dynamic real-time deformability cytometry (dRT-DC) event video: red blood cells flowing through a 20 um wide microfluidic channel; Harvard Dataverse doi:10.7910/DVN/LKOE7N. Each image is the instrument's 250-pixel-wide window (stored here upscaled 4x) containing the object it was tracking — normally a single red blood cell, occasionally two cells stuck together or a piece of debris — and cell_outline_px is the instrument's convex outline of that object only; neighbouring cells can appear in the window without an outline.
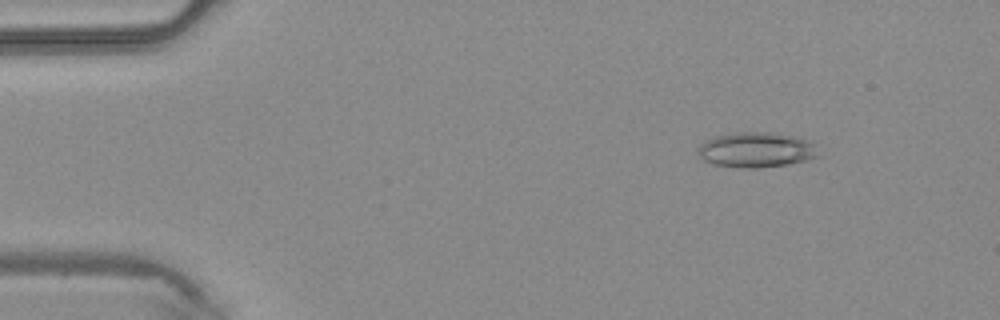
{"species": "common noctule bat (a hibernating species)", "species_latin": "Nyctalus noctula", "temperature_condition": "warm", "stored_images_in_passage": 41, "camera_frame_rate_fps": 3000, "um_per_image_px": 0.085, "animal": {"sex": "male", "body_mass_g": 20.4}, "frame": {"image": 1, "passage_image": 1, "time_ms": 0.0, "image_size_px": [1000, 320], "cell_outline_px": [[820, 156], [808, 160], [788, 164], [756, 168], [744, 168], [716, 164], [704, 160], [700, 156], [696, 148], [704, 140], [716, 136], [736, 132], [776, 132], [796, 136], [808, 140], [816, 144]], "centroid_in_image_um": [64.33, 12.72], "position_along_channel_um": 20.7, "area_um2": 24.97}}
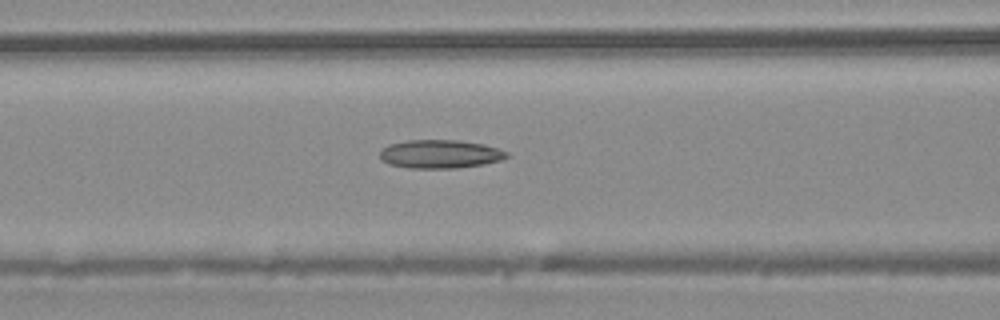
{"frame": {"image": 2, "passage_image": 14, "time_ms": 4.333, "image_size_px": [1000, 320], "cell_outline_px": [[508, 156], [500, 160], [484, 164], [456, 168], [408, 168], [388, 164], [380, 160], [380, 152], [388, 144], [404, 140], [460, 140], [484, 144], [508, 152]], "centroid_in_image_um": [37.37, 13.09], "position_along_channel_um": 129.2, "area_um2": 21.15}}
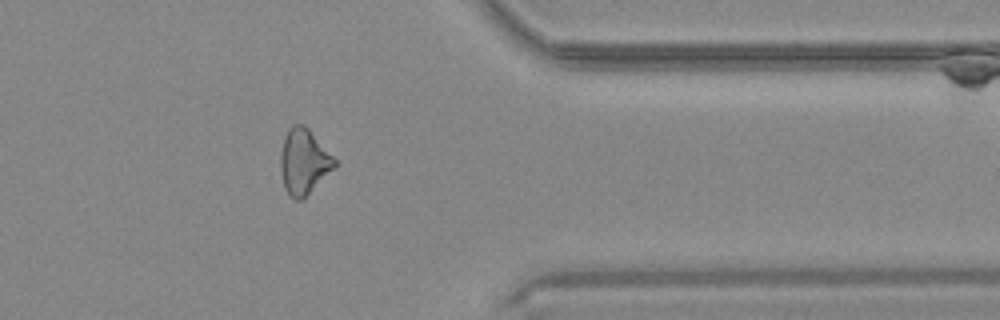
{"frame": {"image": 3, "passage_image": 32, "time_ms": 10.333, "image_size_px": [1000, 320], "cell_outline_px": [[336, 164], [304, 200], [296, 200], [288, 196], [284, 188], [280, 168], [280, 156], [284, 140], [288, 128], [292, 124], [304, 124], [308, 128], [336, 160]], "centroid_in_image_um": [25.79, 13.77], "position_along_channel_um": 385.6, "area_um2": 20.46}}